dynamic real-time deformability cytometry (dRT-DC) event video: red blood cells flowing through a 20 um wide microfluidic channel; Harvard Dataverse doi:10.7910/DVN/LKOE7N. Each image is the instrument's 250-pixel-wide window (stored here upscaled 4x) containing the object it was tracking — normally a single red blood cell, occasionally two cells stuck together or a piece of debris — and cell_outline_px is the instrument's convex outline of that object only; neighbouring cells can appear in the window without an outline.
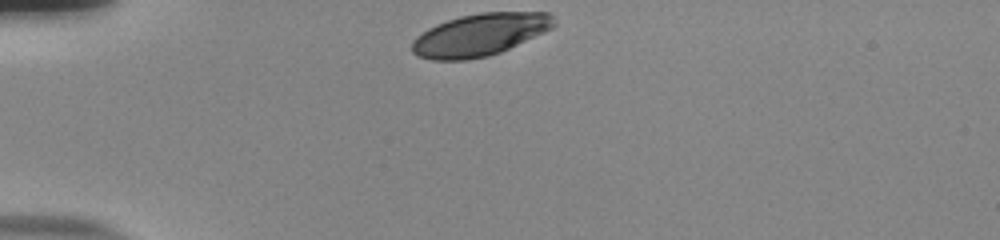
{"species": "human", "species_latin": "Homo sapiens", "temperature_condition": "room temperature", "stored_images_in_passage": 32, "camera_frame_rate_fps": 3000, "um_per_image_px": 0.085, "donor": {"sex": "male"}, "frame": {"image": 1, "passage_image": 1, "time_ms": 0.0, "image_size_px": [1000, 240], "cell_outline_px": [[556, 24], [552, 28], [544, 32], [500, 52], [488, 56], [468, 60], [432, 60], [416, 56], [412, 52], [412, 40], [416, 36], [428, 28], [436, 24], [460, 16], [480, 12], [548, 12], [552, 16]], "centroid_in_image_um": [40.76, 2.95], "position_along_channel_um": 44.2, "area_um2": 35.03}}
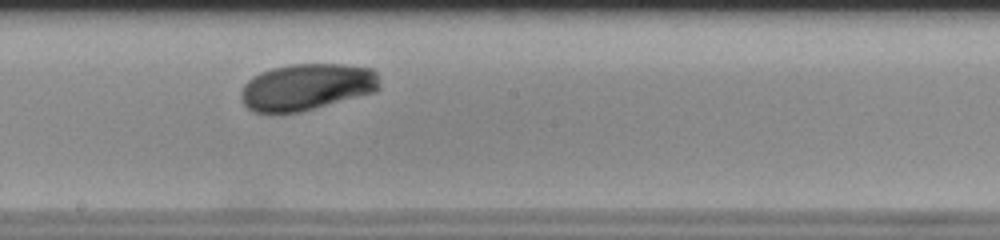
{"frame": {"image": 2, "passage_image": 18, "time_ms": 5.667, "image_size_px": [1000, 240], "cell_outline_px": [[380, 88], [376, 92], [300, 112], [252, 112], [240, 100], [240, 92], [244, 84], [252, 76], [260, 72], [272, 68], [288, 64], [344, 64], [372, 68], [380, 76]], "centroid_in_image_um": [26.09, 7.38], "position_along_channel_um": 222.1, "area_um2": 38.09}}
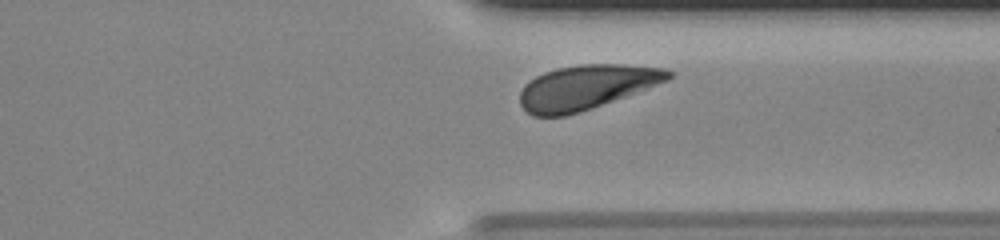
{"frame": {"image": 3, "passage_image": 29, "time_ms": 9.333, "image_size_px": [1000, 240], "cell_outline_px": [[672, 76], [668, 80], [648, 88], [580, 112], [564, 116], [532, 116], [520, 104], [520, 92], [524, 84], [536, 76], [544, 72], [556, 68], [580, 64], [624, 64], [664, 68], [672, 72]], "centroid_in_image_um": [49.81, 7.4], "position_along_channel_um": 361.6, "area_um2": 38.32}, "authors_computed_cell_mechanics": {"area_um2": 37.859, "velocity_mm_per_s": 3.7883, "shape_relaxation_time_tau1_ms": 2.2225, "shape_relaxation_time_tau2_ms": null, "deformation_change_tau1": 0.108, "deformation_change_tau2": null}}